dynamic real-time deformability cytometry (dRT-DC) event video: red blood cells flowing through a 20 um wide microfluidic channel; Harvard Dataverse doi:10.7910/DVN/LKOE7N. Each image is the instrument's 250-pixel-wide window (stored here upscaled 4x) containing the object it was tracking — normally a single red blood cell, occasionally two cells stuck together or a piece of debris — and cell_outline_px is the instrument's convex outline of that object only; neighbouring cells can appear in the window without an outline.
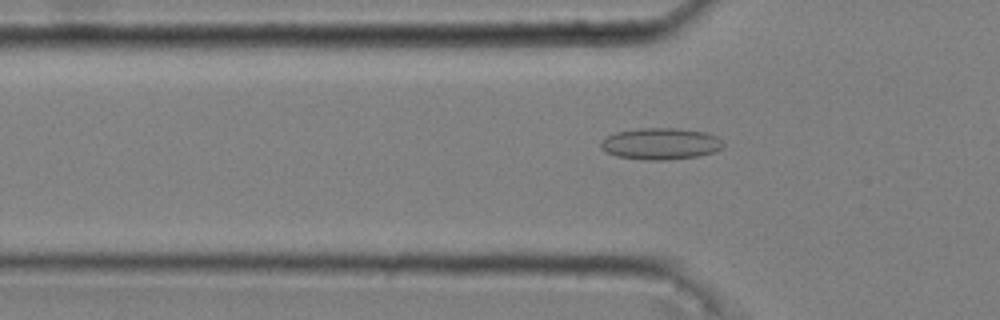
{"species": "common noctule bat (a hibernating species)", "species_latin": "Nyctalus noctula", "temperature_condition": "cold", "stored_images_in_passage": 50, "camera_frame_rate_fps": 3000, "um_per_image_px": 0.085, "animal": {"sex": "male", "body_mass_g": 20.4}, "frame": {"image": 1, "passage_image": 17, "time_ms": 5.333, "image_size_px": [1000, 320], "cell_outline_px": [[724, 148], [716, 152], [696, 156], [664, 160], [648, 160], [616, 156], [600, 148], [600, 140], [616, 132], [640, 128], [680, 128], [704, 132], [716, 136], [724, 144]], "centroid_in_image_um": [56.16, 12.21], "position_along_channel_um": 69.6, "area_um2": 22.54}}
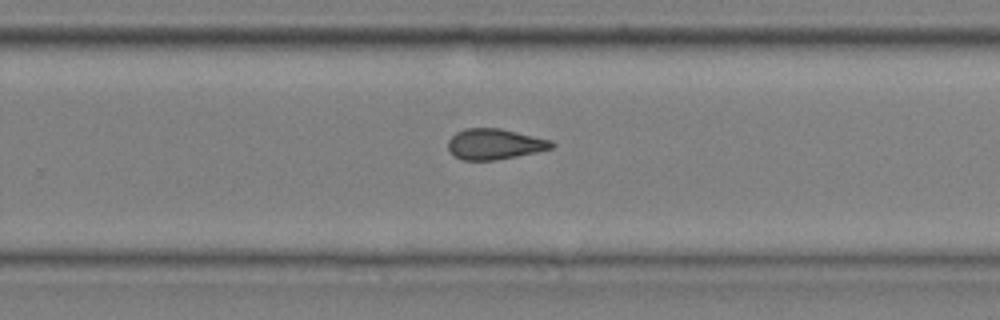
{"frame": {"image": 2, "passage_image": 35, "time_ms": 11.333, "image_size_px": [1000, 320], "cell_outline_px": [[556, 144], [552, 148], [536, 152], [496, 160], [464, 160], [456, 156], [448, 148], [448, 140], [456, 132], [468, 128], [500, 128], [552, 140]], "centroid_in_image_um": [42.07, 12.24], "position_along_channel_um": 287.7, "area_um2": 18.38}}
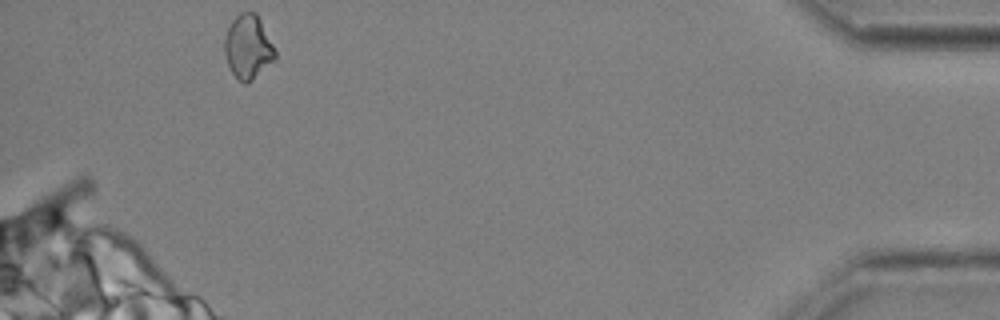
{"frame": {"image": 3, "passage_image": 50, "time_ms": 16.333, "image_size_px": [1000, 320], "cell_outline_px": [[276, 56], [248, 84], [244, 84], [232, 72], [228, 64], [224, 52], [224, 36], [232, 20], [240, 12], [256, 12], [276, 52]], "centroid_in_image_um": [21.05, 3.97], "position_along_channel_um": 414.2, "area_um2": 18.44}, "authors_computed_cell_mechanics": {"area_um2": 19.4497, "velocity_mm_per_s": 3.635, "shape_relaxation_time_tau1_ms": 10.2383, "shape_relaxation_time_tau2_ms": 4.1575, "deformation_change_tau1": 0.1383, "deformation_change_tau2": 0.1082}}